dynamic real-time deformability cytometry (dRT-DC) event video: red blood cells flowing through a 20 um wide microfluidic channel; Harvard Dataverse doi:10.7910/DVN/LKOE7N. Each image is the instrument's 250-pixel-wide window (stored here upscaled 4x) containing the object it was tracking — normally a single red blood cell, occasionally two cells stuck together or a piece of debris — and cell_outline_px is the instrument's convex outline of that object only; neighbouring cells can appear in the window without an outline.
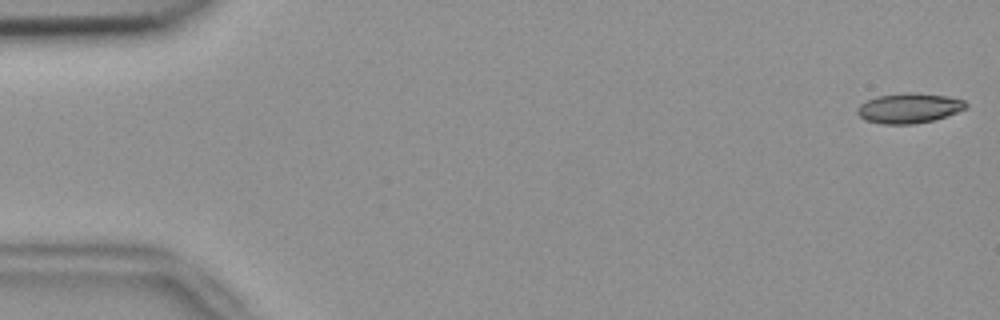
{"species": "common noctule bat (a hibernating species)", "species_latin": "Nyctalus noctula", "temperature_condition": "room temperature", "stored_images_in_passage": 54, "camera_frame_rate_fps": 3000, "um_per_image_px": 0.085, "animal": {"sex": "female", "body_mass_g": 18.4}, "frame": {"image": 1, "passage_image": 1, "time_ms": 0.0, "image_size_px": [1000, 320], "cell_outline_px": [[968, 108], [932, 120], [912, 124], [884, 124], [864, 120], [856, 112], [856, 108], [860, 104], [876, 96], [904, 92], [908, 92], [948, 96], [964, 100], [968, 104]], "centroid_in_image_um": [77.25, 9.18], "position_along_channel_um": 7.8, "area_um2": 18.96}}
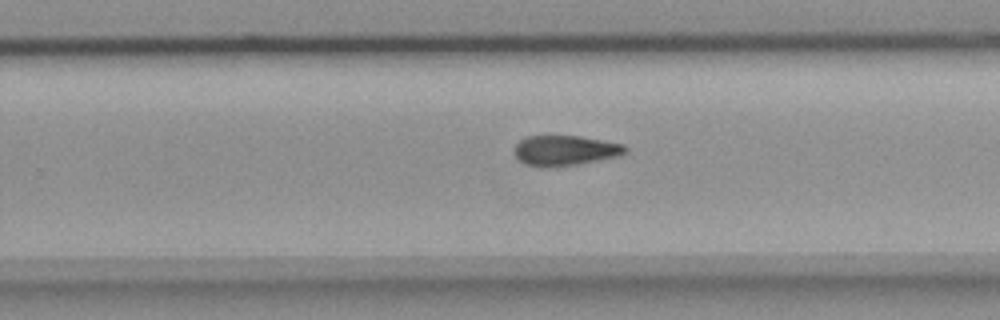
{"frame": {"image": 2, "passage_image": 34, "time_ms": 11.0, "image_size_px": [1000, 320], "cell_outline_px": [[628, 148], [620, 156], [556, 168], [548, 168], [528, 164], [520, 160], [512, 152], [512, 148], [524, 136], [548, 132], [580, 136], [624, 144]], "centroid_in_image_um": [47.96, 12.74], "position_along_channel_um": 281.8, "area_um2": 20.52}}
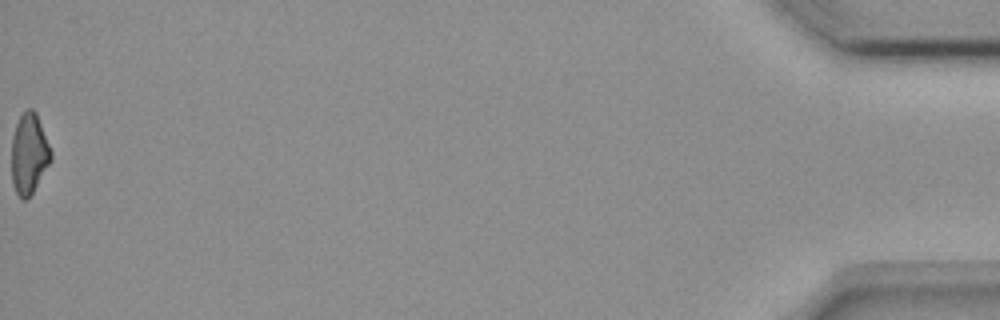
{"frame": {"image": 3, "passage_image": 54, "time_ms": 17.667, "image_size_px": [1000, 320], "cell_outline_px": [[52, 160], [28, 200], [20, 200], [12, 184], [12, 136], [16, 124], [20, 116], [28, 108], [32, 108], [36, 112], [52, 152]], "centroid_in_image_um": [2.47, 13.1], "position_along_channel_um": 432.7, "area_um2": 18.61}, "authors_computed_cell_mechanics": {"area_um2": 19.7965, "velocity_mm_per_s": 3.7852, "shape_relaxation_time_tau1_ms": null, "shape_relaxation_time_tau2_ms": 7.1891, "deformation_change_tau1": null, "deformation_change_tau2": 0.1696}}